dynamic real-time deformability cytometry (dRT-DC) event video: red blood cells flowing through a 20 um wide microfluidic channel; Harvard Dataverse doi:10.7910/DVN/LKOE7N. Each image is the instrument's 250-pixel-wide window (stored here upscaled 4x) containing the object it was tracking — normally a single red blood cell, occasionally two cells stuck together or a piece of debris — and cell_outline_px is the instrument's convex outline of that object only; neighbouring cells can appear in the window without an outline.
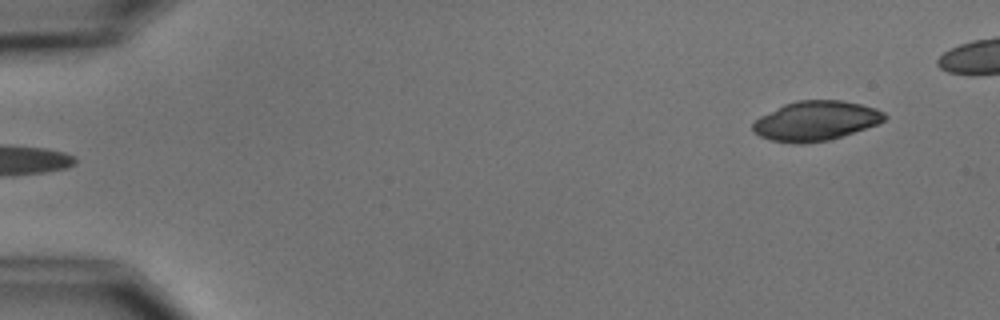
{"species": "common noctule bat (a hibernating species)", "species_latin": "Nyctalus noctula", "temperature_condition": "cold", "stored_images_in_passage": 5, "camera_frame_rate_fps": 3000, "um_per_image_px": 0.085, "animal": {"sex": "male", "body_mass_g": 15.6}, "frame": {"image": 1, "passage_image": 5, "time_ms": 4.667, "image_size_px": [1000, 320], "cell_outline_px": [[888, 116], [884, 120], [876, 124], [828, 140], [800, 144], [796, 144], [772, 140], [760, 136], [752, 132], [752, 124], [760, 116], [784, 104], [796, 100], [840, 100], [860, 104], [876, 108], [884, 112]], "centroid_in_image_um": [69.31, 10.26], "position_along_channel_um": 15.7, "area_um2": 30.17}}